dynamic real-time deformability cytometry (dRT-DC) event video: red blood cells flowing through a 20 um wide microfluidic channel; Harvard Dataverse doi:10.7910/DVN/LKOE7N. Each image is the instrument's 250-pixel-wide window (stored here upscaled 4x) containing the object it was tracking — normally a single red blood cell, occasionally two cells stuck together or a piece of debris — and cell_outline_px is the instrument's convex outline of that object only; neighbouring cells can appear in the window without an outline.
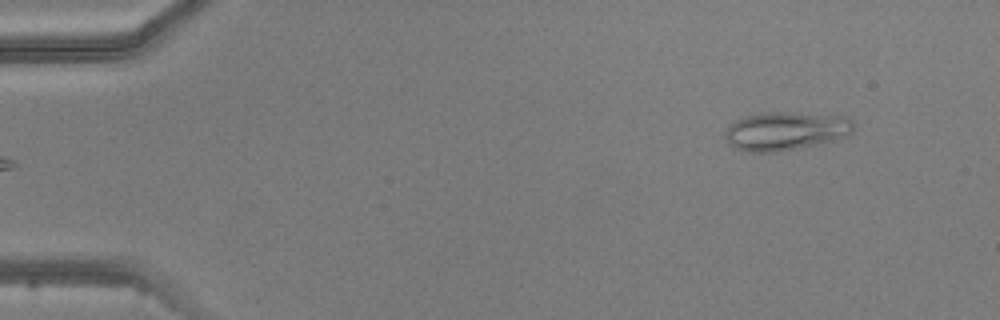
{"species": "common noctule bat (a hibernating species)", "species_latin": "Nyctalus noctula", "temperature_condition": "warm", "stored_images_in_passage": 2, "camera_frame_rate_fps": 3000, "um_per_image_px": 0.085, "animal": {"sex": "male", "body_mass_g": 20.5, "forearm_length_mm": 52.5}, "frame": {"image": 1, "passage_image": 2, "time_ms": 1.0, "image_size_px": [1000, 320], "cell_outline_px": [[852, 132], [848, 136], [816, 144], [776, 152], [748, 152], [736, 148], [728, 144], [724, 136], [728, 128], [736, 120], [744, 116], [764, 112], [792, 112], [848, 116], [852, 120]], "centroid_in_image_um": [66.78, 11.12], "position_along_channel_um": 18.2, "area_um2": 28.78}}